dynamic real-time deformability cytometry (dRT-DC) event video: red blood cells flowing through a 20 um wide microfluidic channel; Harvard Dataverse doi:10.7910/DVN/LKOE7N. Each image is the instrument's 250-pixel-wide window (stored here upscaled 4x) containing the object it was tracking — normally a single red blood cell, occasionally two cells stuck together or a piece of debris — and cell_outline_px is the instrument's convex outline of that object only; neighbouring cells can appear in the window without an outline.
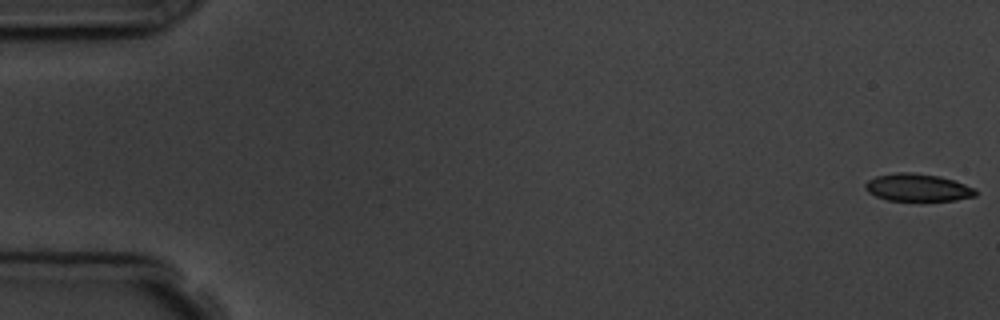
{"species": "common noctule bat (a hibernating species)", "species_latin": "Nyctalus noctula", "temperature_condition": "room temperature", "stored_images_in_passage": 5, "camera_frame_rate_fps": 3000, "um_per_image_px": 0.085, "animal": {"sex": "male", "body_mass_g": 19.5, "forearm_length_mm": 54.6}, "frame": {"image": 1, "passage_image": 1, "time_ms": 0.0, "image_size_px": [1000, 320], "cell_outline_px": [[976, 196], [956, 200], [888, 200], [876, 196], [868, 192], [864, 188], [864, 184], [868, 180], [876, 176], [896, 172], [912, 172], [940, 176], [976, 188]], "centroid_in_image_um": [77.99, 15.93], "position_along_channel_um": 7.0, "area_um2": 17.63}}
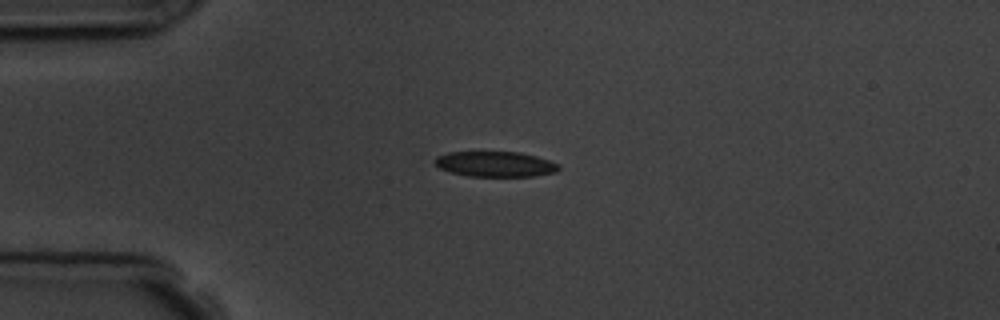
{"frame": {"image": 2, "passage_image": 4, "time_ms": 4.333, "image_size_px": [1000, 320], "cell_outline_px": [[560, 168], [556, 172], [532, 176], [468, 176], [452, 172], [440, 168], [432, 160], [436, 156], [448, 152], [520, 152], [536, 156], [560, 164]], "centroid_in_image_um": [42.09, 13.94], "position_along_channel_um": 42.9, "area_um2": 18.26}}